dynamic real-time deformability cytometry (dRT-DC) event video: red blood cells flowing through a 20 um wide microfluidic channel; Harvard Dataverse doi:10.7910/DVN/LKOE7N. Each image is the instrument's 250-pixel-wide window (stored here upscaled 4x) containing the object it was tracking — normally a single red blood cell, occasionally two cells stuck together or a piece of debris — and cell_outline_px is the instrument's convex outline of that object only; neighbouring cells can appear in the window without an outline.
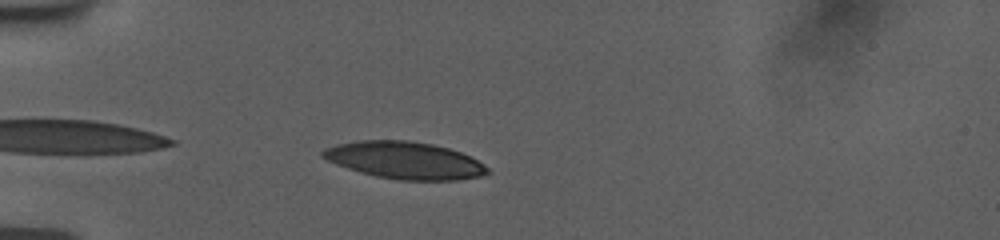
{"species": "human", "species_latin": "Homo sapiens", "temperature_condition": "room temperature", "stored_images_in_passage": 38, "camera_frame_rate_fps": 3000, "um_per_image_px": 0.085, "donor": {"sex": "female"}, "frame": {"image": 1, "passage_image": 3, "time_ms": 0.667, "image_size_px": [1000, 240], "cell_outline_px": [[488, 172], [480, 176], [456, 180], [400, 180], [376, 176], [360, 172], [336, 164], [320, 156], [320, 152], [324, 148], [336, 144], [360, 140], [408, 140], [432, 144], [448, 148], [460, 152], [484, 164], [488, 168]], "centroid_in_image_um": [34.36, 13.62], "position_along_channel_um": 50.6, "area_um2": 35.49}}
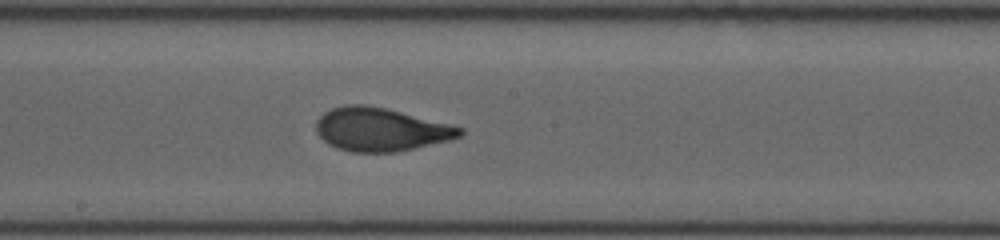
{"frame": {"image": 2, "passage_image": 18, "time_ms": 5.667, "image_size_px": [1000, 240], "cell_outline_px": [[464, 132], [460, 136], [452, 140], [396, 152], [352, 152], [336, 148], [328, 144], [316, 132], [316, 120], [324, 112], [332, 108], [344, 104], [364, 104], [384, 108], [464, 128]], "centroid_in_image_um": [32.33, 11.01], "position_along_channel_um": 215.9, "area_um2": 36.18}}
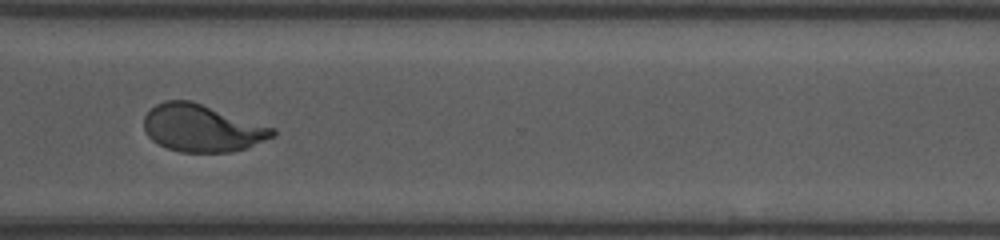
{"frame": {"image": 3, "passage_image": 29, "time_ms": 9.333, "image_size_px": [1000, 240], "cell_outline_px": [[276, 136], [248, 148], [232, 152], [180, 152], [168, 148], [152, 140], [144, 132], [144, 116], [156, 104], [164, 100], [192, 100], [276, 128]], "centroid_in_image_um": [17.21, 10.89], "position_along_channel_um": 353.4, "area_um2": 35.84}, "authors_computed_cell_mechanics": {"area_um2": 35.7493, "velocity_mm_per_s": 3.7699, "shape_relaxation_time_tau1_ms": 4.275, "shape_relaxation_time_tau2_ms": 0.8026, "deformation_change_tau1": 0.1887, "deformation_change_tau2": 0.0639}}